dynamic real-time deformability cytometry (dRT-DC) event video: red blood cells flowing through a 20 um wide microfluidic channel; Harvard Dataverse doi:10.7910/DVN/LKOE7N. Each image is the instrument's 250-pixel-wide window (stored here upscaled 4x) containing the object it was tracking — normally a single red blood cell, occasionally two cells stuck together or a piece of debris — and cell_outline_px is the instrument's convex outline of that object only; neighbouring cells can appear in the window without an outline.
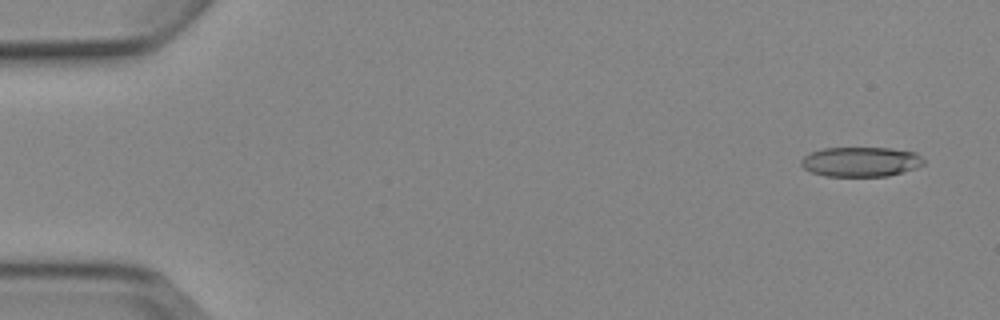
{"species": "Egyptian fruit bat (a non-hibernating species)", "species_latin": "Rousettus aegyptiacus", "temperature_condition": "cold", "stored_images_in_passage": 4, "camera_frame_rate_fps": 3000, "um_per_image_px": 0.085, "animal": {"sex": "female"}, "frame": {"image": 1, "passage_image": 1, "time_ms": 0.0, "image_size_px": [1000, 320], "cell_outline_px": [[924, 164], [916, 168], [888, 176], [824, 176], [812, 172], [804, 168], [800, 164], [800, 160], [804, 156], [812, 152], [824, 148], [892, 148], [916, 152], [924, 160]], "centroid_in_image_um": [73.17, 13.75], "position_along_channel_um": 11.8, "area_um2": 21.27}}
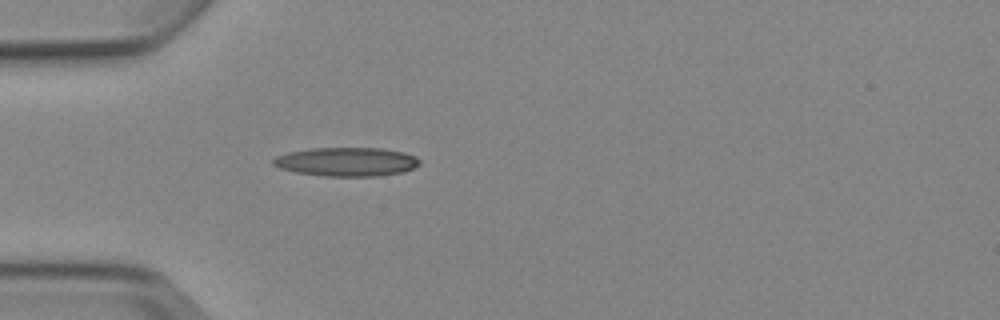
{"frame": {"image": 2, "passage_image": 4, "time_ms": 4.333, "image_size_px": [1000, 320], "cell_outline_px": [[420, 164], [404, 172], [380, 176], [324, 176], [296, 172], [280, 168], [272, 164], [272, 160], [276, 156], [288, 152], [312, 148], [384, 148], [404, 152], [416, 156], [420, 160]], "centroid_in_image_um": [29.48, 13.75], "position_along_channel_um": 55.5, "area_um2": 24.74}}